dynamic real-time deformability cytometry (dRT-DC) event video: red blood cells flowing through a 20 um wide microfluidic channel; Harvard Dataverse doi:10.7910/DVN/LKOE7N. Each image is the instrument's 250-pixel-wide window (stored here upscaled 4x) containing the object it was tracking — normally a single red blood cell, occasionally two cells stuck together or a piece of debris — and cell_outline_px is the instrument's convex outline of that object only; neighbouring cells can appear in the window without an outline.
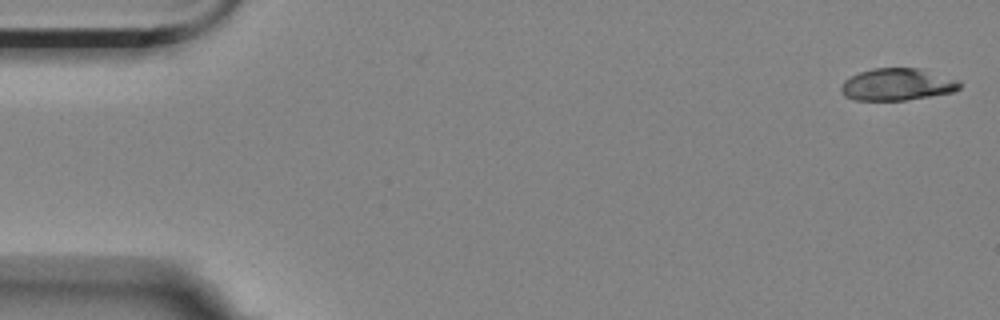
{"species": "Egyptian fruit bat (a non-hibernating species)", "species_latin": "Rousettus aegyptiacus", "temperature_condition": "room temperature", "stored_images_in_passage": 5, "camera_frame_rate_fps": 3000, "um_per_image_px": 0.085, "animal": {"sex": "female"}, "frame": {"image": 1, "passage_image": 1, "time_ms": 0.0, "image_size_px": [1000, 320], "cell_outline_px": [[960, 88], [952, 92], [904, 100], [856, 100], [844, 96], [840, 92], [840, 88], [844, 80], [860, 72], [872, 68], [920, 68], [960, 80]], "centroid_in_image_um": [76.25, 7.17], "position_along_channel_um": 8.8, "area_um2": 22.14}}
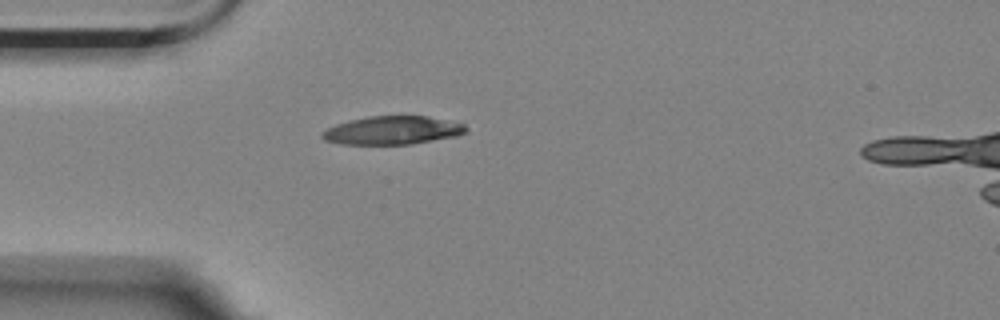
{"frame": {"image": 2, "passage_image": 5, "time_ms": 1.333, "image_size_px": [1000, 320], "cell_outline_px": [[468, 132], [456, 136], [408, 144], [344, 144], [324, 140], [320, 136], [328, 128], [336, 124], [348, 120], [368, 116], [428, 116], [464, 124], [468, 128]], "centroid_in_image_um": [33.37, 11.07], "position_along_channel_um": 51.6, "area_um2": 23.58}}